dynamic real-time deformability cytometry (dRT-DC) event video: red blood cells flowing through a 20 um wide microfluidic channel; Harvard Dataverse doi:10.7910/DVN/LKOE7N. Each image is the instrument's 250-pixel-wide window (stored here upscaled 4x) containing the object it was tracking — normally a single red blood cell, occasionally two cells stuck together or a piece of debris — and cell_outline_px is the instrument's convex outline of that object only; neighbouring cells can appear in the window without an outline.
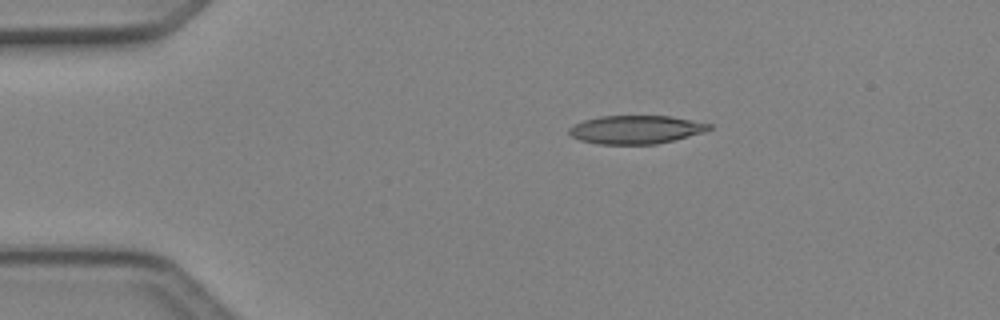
{"species": "Egyptian fruit bat (a non-hibernating species)", "species_latin": "Rousettus aegyptiacus", "temperature_condition": "cold", "stored_images_in_passage": 3, "camera_frame_rate_fps": 3000, "um_per_image_px": 0.085, "animal": {"sex": "female"}, "frame": {"image": 1, "passage_image": 1, "time_ms": 0.0, "image_size_px": [1000, 320], "cell_outline_px": [[712, 128], [704, 132], [656, 144], [596, 144], [580, 140], [572, 136], [568, 132], [568, 128], [572, 124], [584, 120], [600, 116], [672, 116], [712, 124]], "centroid_in_image_um": [54.02, 11.01], "position_along_channel_um": 31.0, "area_um2": 23.18}}
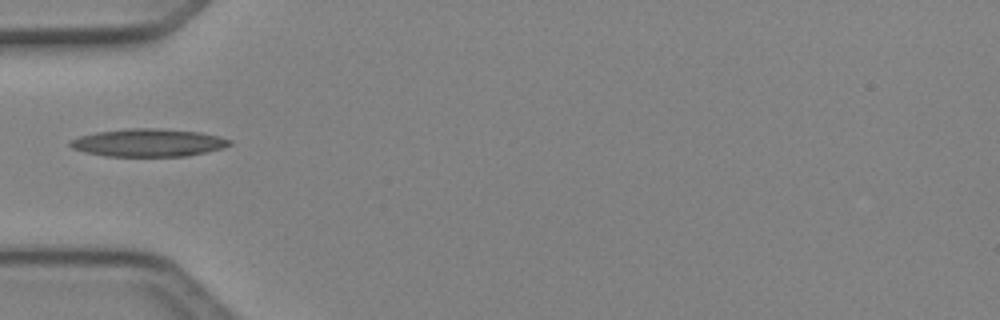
{"frame": {"image": 2, "passage_image": 3, "time_ms": 0.667, "image_size_px": [1000, 320], "cell_outline_px": [[232, 144], [224, 148], [188, 156], [104, 156], [84, 152], [72, 148], [68, 144], [68, 140], [80, 136], [96, 132], [128, 128], [156, 128], [200, 132], [220, 136], [232, 140]], "centroid_in_image_um": [12.61, 12.13], "position_along_channel_um": 72.4, "area_um2": 26.07}}